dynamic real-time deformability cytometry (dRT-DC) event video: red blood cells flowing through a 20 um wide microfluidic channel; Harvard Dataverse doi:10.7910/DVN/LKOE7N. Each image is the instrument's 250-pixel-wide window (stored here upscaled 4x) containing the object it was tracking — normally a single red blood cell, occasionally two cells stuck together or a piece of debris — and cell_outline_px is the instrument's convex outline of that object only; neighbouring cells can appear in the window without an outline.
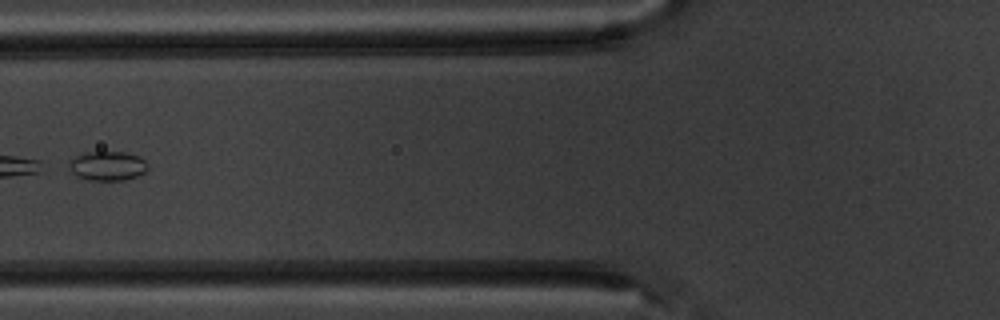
{"species": "common noctule bat (a hibernating species)", "species_latin": "Nyctalus noctula", "temperature_condition": "warm", "stored_images_in_passage": 5, "camera_frame_rate_fps": 3000, "um_per_image_px": 0.085, "animal": {"sex": "male", "body_mass_g": 20.1, "forearm_length_mm": 53.5}, "frame": {"image": 1, "passage_image": 5, "time_ms": 5.333, "image_size_px": [1000, 320], "cell_outline_px": [[148, 168], [144, 172], [136, 176], [124, 180], [88, 180], [76, 176], [68, 168], [68, 160], [76, 156], [88, 152], [124, 152], [140, 156], [148, 164]], "centroid_in_image_um": [9.12, 14.1], "position_along_channel_um": 116.7, "area_um2": 13.53}}